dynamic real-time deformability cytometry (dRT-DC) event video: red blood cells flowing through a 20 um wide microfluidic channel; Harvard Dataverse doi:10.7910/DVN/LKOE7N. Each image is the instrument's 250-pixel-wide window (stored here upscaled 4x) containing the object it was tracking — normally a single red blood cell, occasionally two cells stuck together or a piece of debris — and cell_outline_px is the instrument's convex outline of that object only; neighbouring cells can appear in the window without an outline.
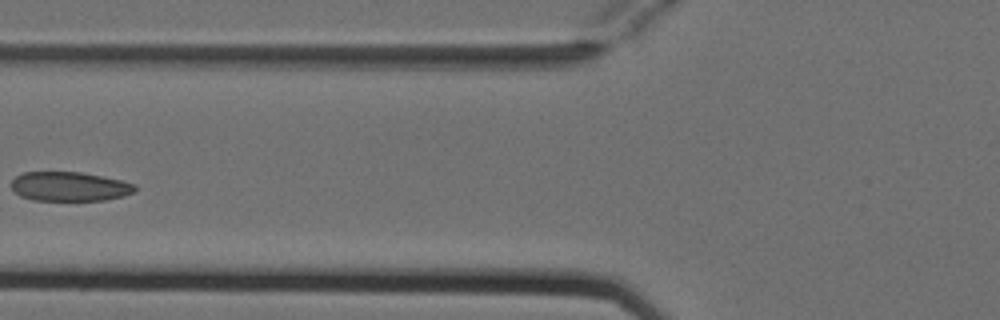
{"species": "Egyptian fruit bat (a non-hibernating species)", "species_latin": "Rousettus aegyptiacus", "temperature_condition": "cold", "stored_images_in_passage": 6, "camera_frame_rate_fps": 3000, "um_per_image_px": 0.085, "animal": {"sex": "female"}, "frame": {"image": 1, "passage_image": 5, "time_ms": 1.333, "image_size_px": [1000, 320], "cell_outline_px": [[136, 188], [132, 192], [124, 196], [104, 200], [32, 200], [20, 196], [12, 188], [12, 180], [16, 176], [24, 172], [80, 172], [120, 180], [136, 184]], "centroid_in_image_um": [5.9, 15.85], "position_along_channel_um": 119.9, "area_um2": 20.92}}
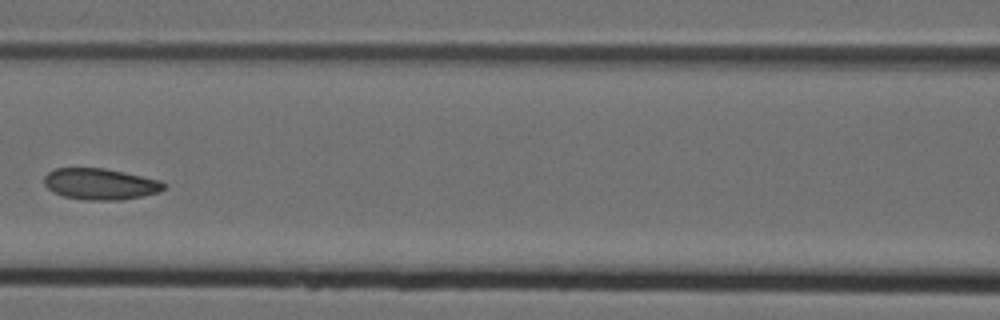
{"frame": {"image": 2, "passage_image": 6, "time_ms": 1.667, "image_size_px": [1000, 320], "cell_outline_px": [[168, 184], [160, 192], [120, 200], [84, 200], [64, 196], [52, 192], [44, 184], [44, 176], [48, 172], [56, 168], [104, 168], [124, 172], [160, 180]], "centroid_in_image_um": [8.52, 15.64], "position_along_channel_um": 158.1, "area_um2": 21.85}}